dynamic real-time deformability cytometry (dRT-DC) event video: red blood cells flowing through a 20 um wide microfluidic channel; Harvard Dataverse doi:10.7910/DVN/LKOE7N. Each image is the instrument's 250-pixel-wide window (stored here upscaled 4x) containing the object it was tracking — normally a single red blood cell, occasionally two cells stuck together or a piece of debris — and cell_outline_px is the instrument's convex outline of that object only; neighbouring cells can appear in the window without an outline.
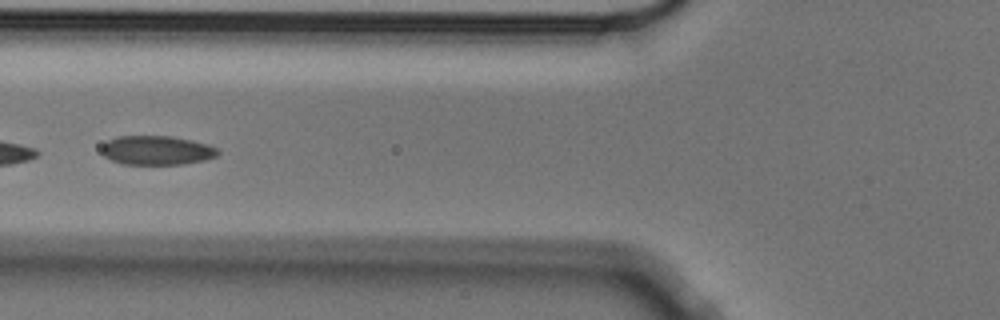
{"species": "Egyptian fruit bat (a non-hibernating species)", "species_latin": "Rousettus aegyptiacus", "temperature_condition": "cold", "stored_images_in_passage": 14, "camera_frame_rate_fps": 3000, "um_per_image_px": 0.085, "animal": {"sex": "male"}, "frame": {"image": 1, "passage_image": 6, "time_ms": 1.667, "image_size_px": [1000, 320], "cell_outline_px": [[220, 152], [216, 156], [204, 160], [184, 164], [120, 164], [104, 156], [100, 152], [100, 148], [108, 140], [116, 136], [172, 136], [192, 140], [208, 144], [216, 148]], "centroid_in_image_um": [13.3, 12.77], "position_along_channel_um": 112.5, "area_um2": 19.88}}
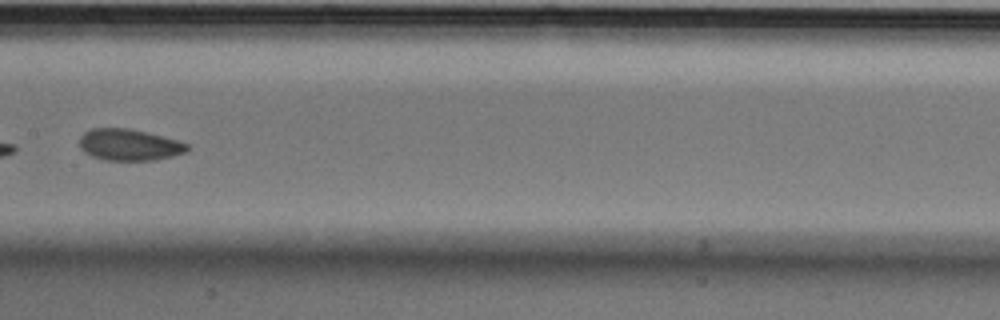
{"frame": {"image": 2, "passage_image": 8, "time_ms": 2.333, "image_size_px": [1000, 320], "cell_outline_px": [[188, 148], [184, 152], [172, 156], [156, 160], [104, 160], [92, 156], [84, 152], [80, 148], [80, 136], [84, 132], [92, 128], [128, 128], [176, 140], [188, 144]], "centroid_in_image_um": [10.93, 12.31], "position_along_channel_um": 196.5, "area_um2": 19.54}}
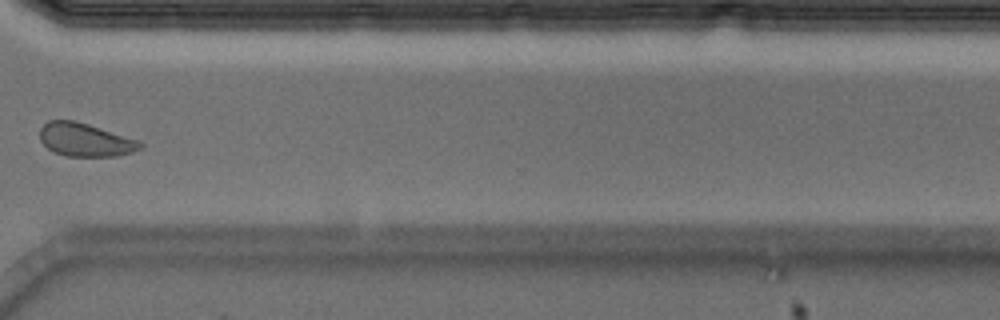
{"frame": {"image": 3, "passage_image": 12, "time_ms": 3.667, "image_size_px": [1000, 320], "cell_outline_px": [[144, 148], [132, 152], [116, 156], [64, 156], [52, 152], [40, 140], [40, 128], [48, 120], [76, 120], [140, 140], [144, 144]], "centroid_in_image_um": [7.27, 11.88], "position_along_channel_um": 363.3, "area_um2": 19.77}}